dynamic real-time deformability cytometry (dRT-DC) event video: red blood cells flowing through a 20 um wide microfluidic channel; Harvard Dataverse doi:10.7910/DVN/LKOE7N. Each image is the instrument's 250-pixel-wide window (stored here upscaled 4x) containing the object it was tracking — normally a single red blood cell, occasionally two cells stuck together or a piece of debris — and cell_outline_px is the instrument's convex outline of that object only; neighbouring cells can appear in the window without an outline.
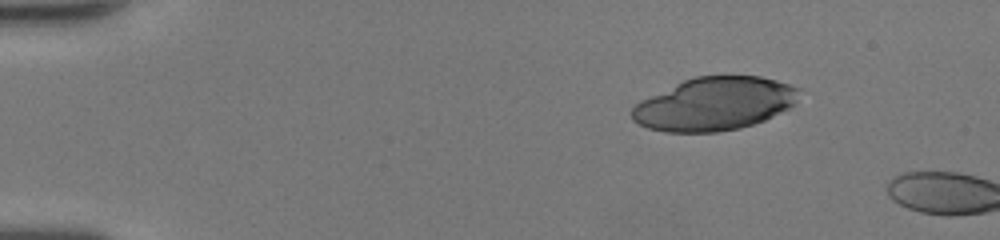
{"species": "human", "species_latin": "Homo sapiens", "temperature_condition": "room temperature", "stored_images_in_passage": 4, "camera_frame_rate_fps": 3000, "um_per_image_px": 0.085, "donor": {"sex": "female"}, "frame": {"image": 1, "passage_image": 1, "time_ms": 0.0, "image_size_px": [1000, 240], "cell_outline_px": [[800, 88], [796, 100], [788, 108], [764, 120], [740, 128], [716, 132], [664, 132], [648, 128], [632, 120], [632, 108], [640, 100], [684, 80], [696, 76], [760, 76], [776, 80]], "centroid_in_image_um": [60.7, 8.83], "position_along_channel_um": 24.3, "area_um2": 51.38}}